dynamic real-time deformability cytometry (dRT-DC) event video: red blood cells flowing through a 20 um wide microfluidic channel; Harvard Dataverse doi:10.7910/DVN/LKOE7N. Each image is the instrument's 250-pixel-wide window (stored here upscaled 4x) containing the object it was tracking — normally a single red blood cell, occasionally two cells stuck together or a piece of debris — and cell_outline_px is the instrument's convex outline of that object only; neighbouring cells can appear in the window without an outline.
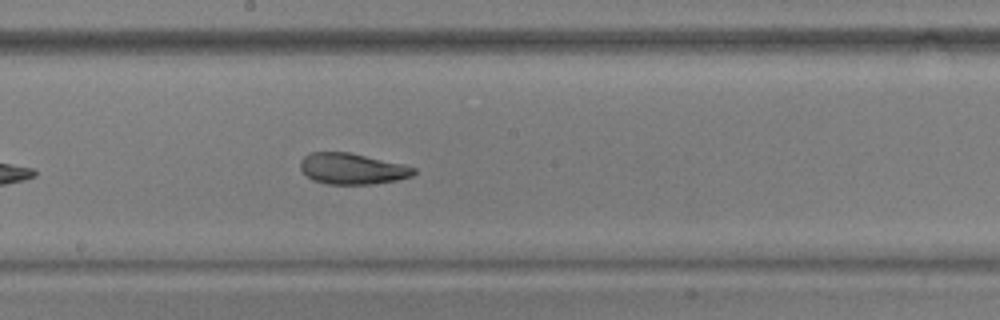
{"species": "common noctule bat (a hibernating species)", "species_latin": "Nyctalus noctula", "temperature_condition": "warm", "stored_images_in_passage": 35, "camera_frame_rate_fps": 3000, "um_per_image_px": 0.085, "animal": {"sex": "male", "body_mass_g": 17.9, "forearm_length_mm": 54.2}, "frame": {"image": 1, "passage_image": 16, "time_ms": 5.0, "image_size_px": [1000, 320], "cell_outline_px": [[416, 172], [412, 176], [396, 180], [372, 184], [328, 184], [312, 180], [300, 168], [300, 160], [308, 152], [352, 152], [404, 164], [416, 168]], "centroid_in_image_um": [29.94, 14.33], "position_along_channel_um": 218.3, "area_um2": 20.69}, "authors_computed_cell_mechanics": {"area_um2": 21.2126, "velocity_mm_per_s": 3.7075, "shape_relaxation_time_tau1_ms": 9.7349, "shape_relaxation_time_tau2_ms": 2.7631, "deformation_change_tau1": 0.2261, "deformation_change_tau2": 0.0937}}